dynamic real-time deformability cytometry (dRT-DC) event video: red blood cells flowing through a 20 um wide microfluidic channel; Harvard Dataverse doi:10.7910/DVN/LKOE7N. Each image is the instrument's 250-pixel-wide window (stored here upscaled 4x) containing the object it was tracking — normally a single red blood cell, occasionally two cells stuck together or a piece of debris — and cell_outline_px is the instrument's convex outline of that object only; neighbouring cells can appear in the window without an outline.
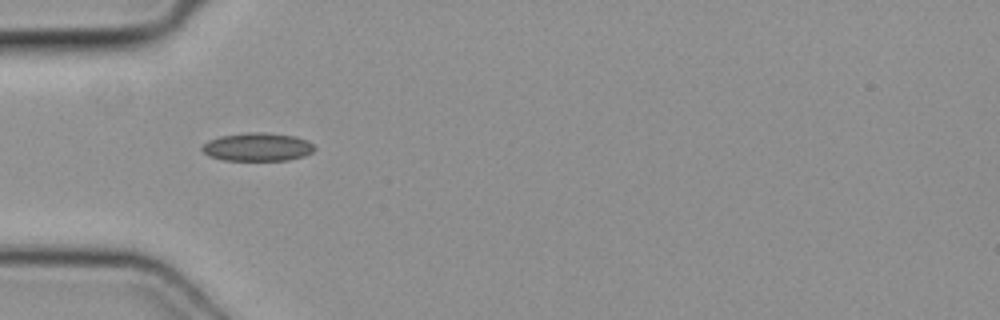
{"species": "common noctule bat (a hibernating species)", "species_latin": "Nyctalus noctula", "temperature_condition": "cold", "stored_images_in_passage": 4, "camera_frame_rate_fps": 3000, "um_per_image_px": 0.085, "animal": {"sex": "female", "body_mass_g": 19.3, "forearm_length_mm": 54.1}, "frame": {"image": 1, "passage_image": 1, "time_ms": 0.0, "image_size_px": [1000, 320], "cell_outline_px": [[316, 148], [312, 152], [304, 156], [288, 160], [224, 160], [208, 156], [200, 148], [208, 140], [220, 136], [248, 132], [264, 132], [296, 136], [308, 140]], "centroid_in_image_um": [21.89, 12.48], "position_along_channel_um": 63.1, "area_um2": 18.61}}
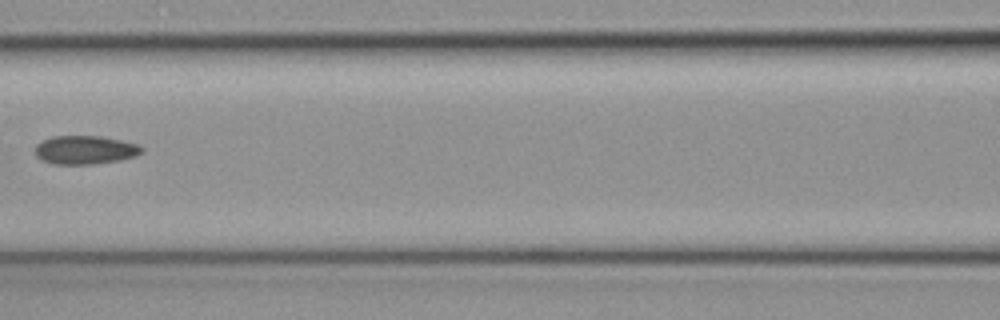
{"frame": {"image": 2, "passage_image": 3, "time_ms": 0.667, "image_size_px": [1000, 320], "cell_outline_px": [[144, 152], [136, 156], [120, 160], [92, 164], [52, 164], [40, 160], [36, 156], [36, 144], [52, 136], [100, 136], [140, 144], [144, 148]], "centroid_in_image_um": [7.26, 12.75], "position_along_channel_um": 159.3, "area_um2": 17.92}}
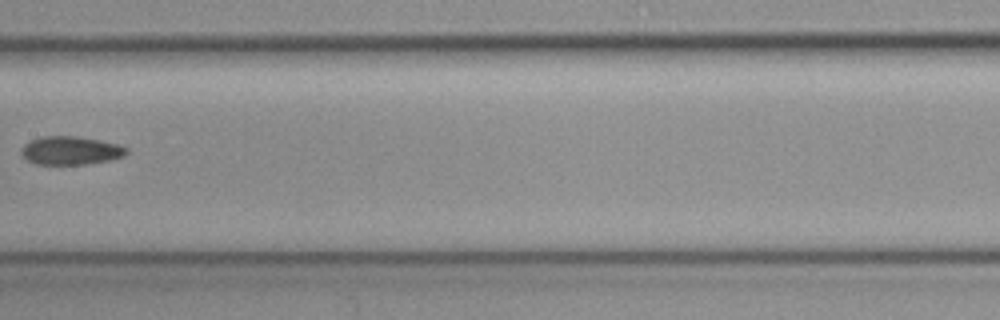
{"frame": {"image": 3, "passage_image": 4, "time_ms": 1.0, "image_size_px": [1000, 320], "cell_outline_px": [[128, 152], [124, 156], [108, 160], [88, 164], [36, 164], [28, 160], [20, 152], [24, 144], [32, 140], [44, 136], [72, 136], [96, 140], [116, 144], [128, 148]], "centroid_in_image_um": [6.0, 12.8], "position_along_channel_um": 201.4, "area_um2": 17.05}}